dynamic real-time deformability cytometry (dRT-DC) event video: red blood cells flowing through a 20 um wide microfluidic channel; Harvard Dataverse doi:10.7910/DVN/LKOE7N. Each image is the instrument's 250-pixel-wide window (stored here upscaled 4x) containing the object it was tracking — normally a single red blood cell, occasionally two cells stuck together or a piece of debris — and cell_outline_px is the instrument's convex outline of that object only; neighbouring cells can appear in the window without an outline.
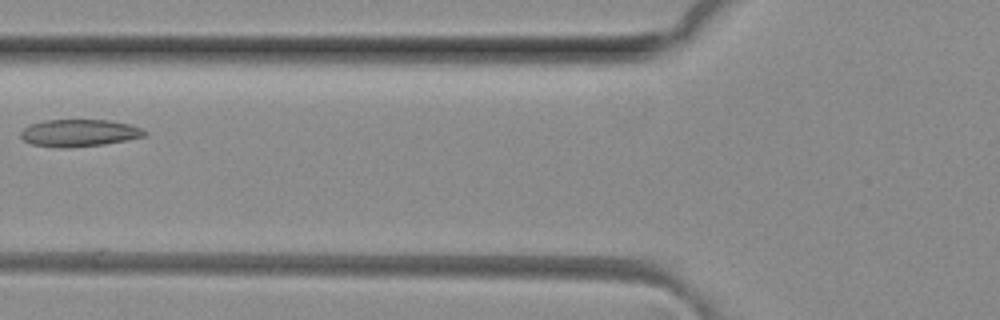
{"species": "common noctule bat (a hibernating species)", "species_latin": "Nyctalus noctula", "temperature_condition": "room temperature", "stored_images_in_passage": 5, "camera_frame_rate_fps": 3000, "um_per_image_px": 0.085, "animal": {"sex": "female", "body_mass_g": 29.2, "forearm_length_mm": 56.3}, "frame": {"image": 1, "passage_image": 5, "time_ms": 1.333, "image_size_px": [1000, 320], "cell_outline_px": [[148, 136], [128, 140], [104, 144], [64, 148], [60, 148], [32, 144], [24, 140], [20, 136], [20, 132], [28, 124], [44, 120], [108, 120], [128, 124], [140, 128], [148, 132]], "centroid_in_image_um": [6.73, 11.3], "position_along_channel_um": 119.1, "area_um2": 19.71}}